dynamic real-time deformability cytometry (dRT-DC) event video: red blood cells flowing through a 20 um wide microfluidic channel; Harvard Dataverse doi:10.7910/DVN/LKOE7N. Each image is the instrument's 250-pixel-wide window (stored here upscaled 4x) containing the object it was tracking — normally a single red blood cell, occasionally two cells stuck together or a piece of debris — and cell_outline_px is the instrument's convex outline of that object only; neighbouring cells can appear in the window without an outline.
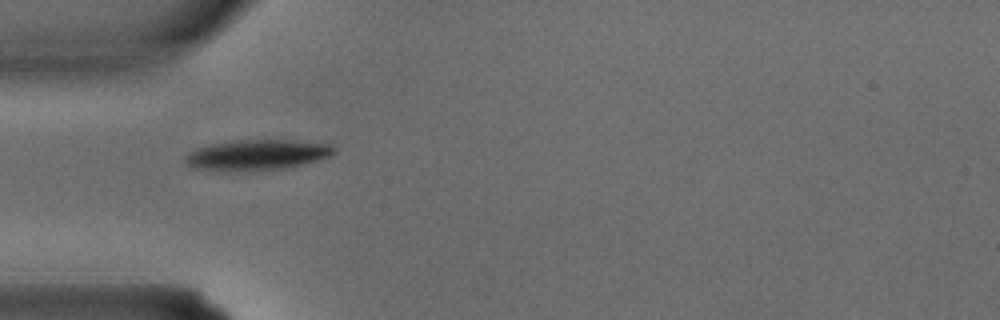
{"species": "common noctule bat (a hibernating species)", "species_latin": "Nyctalus noctula", "temperature_condition": "warm", "stored_images_in_passage": 2, "camera_frame_rate_fps": 3000, "um_per_image_px": 0.085, "animal": {"sex": "male", "body_mass_g": 15.6}, "frame": {"image": 1, "passage_image": 2, "time_ms": 0.333, "image_size_px": [1000, 320], "cell_outline_px": [[336, 152], [332, 156], [284, 168], [224, 172], [192, 168], [184, 160], [184, 156], [196, 148], [212, 144], [236, 140], [280, 140], [332, 144], [336, 148]], "centroid_in_image_um": [21.8, 13.17], "position_along_channel_um": 63.2, "area_um2": 26.36}}